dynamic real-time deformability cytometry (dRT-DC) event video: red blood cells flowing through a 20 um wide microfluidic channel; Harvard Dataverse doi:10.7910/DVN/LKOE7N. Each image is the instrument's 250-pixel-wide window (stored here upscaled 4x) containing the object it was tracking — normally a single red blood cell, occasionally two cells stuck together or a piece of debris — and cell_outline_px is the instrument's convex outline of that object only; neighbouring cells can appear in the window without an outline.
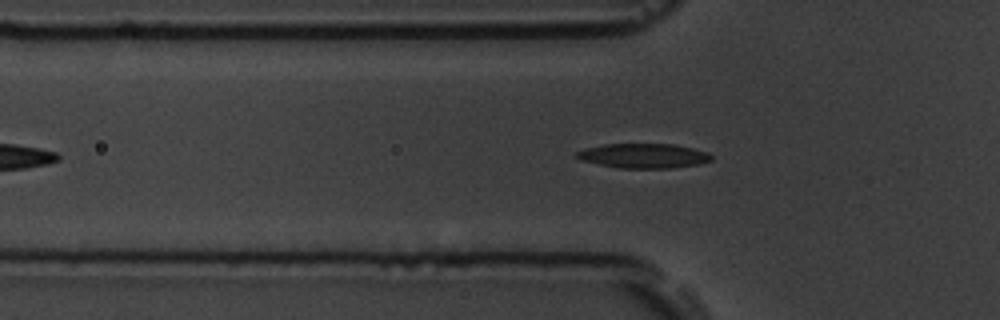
{"species": "common noctule bat (a hibernating species)", "species_latin": "Nyctalus noctula", "temperature_condition": "room temperature", "stored_images_in_passage": 41, "camera_frame_rate_fps": 3000, "um_per_image_px": 0.085, "animal": {"sex": "male", "body_mass_g": 19.5, "forearm_length_mm": 54.6}, "frame": {"image": 1, "passage_image": 8, "time_ms": 2.333, "image_size_px": [1000, 320], "cell_outline_px": [[712, 160], [700, 164], [672, 168], [620, 168], [580, 160], [576, 156], [576, 152], [584, 148], [604, 144], [676, 144], [708, 152], [712, 156]], "centroid_in_image_um": [54.72, 13.24], "position_along_channel_um": 71.1, "area_um2": 19.36}}
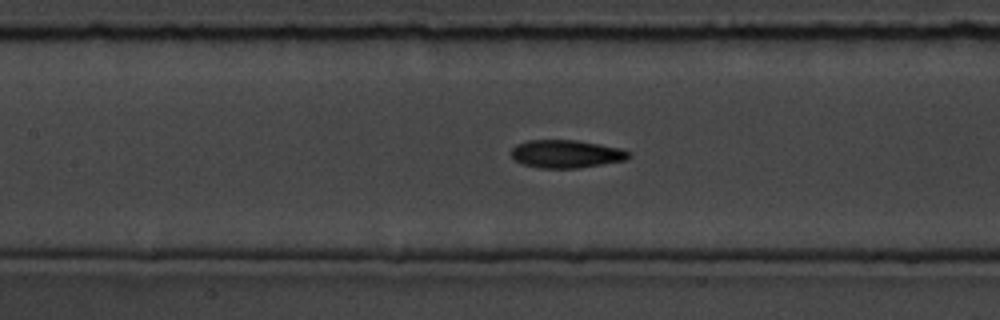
{"frame": {"image": 2, "passage_image": 15, "time_ms": 4.667, "image_size_px": [1000, 320], "cell_outline_px": [[632, 156], [624, 160], [576, 168], [540, 168], [524, 164], [516, 160], [512, 156], [512, 148], [516, 144], [528, 140], [576, 140], [600, 144], [620, 148], [632, 152]], "centroid_in_image_um": [48.14, 13.07], "position_along_channel_um": 159.3, "area_um2": 19.02}}
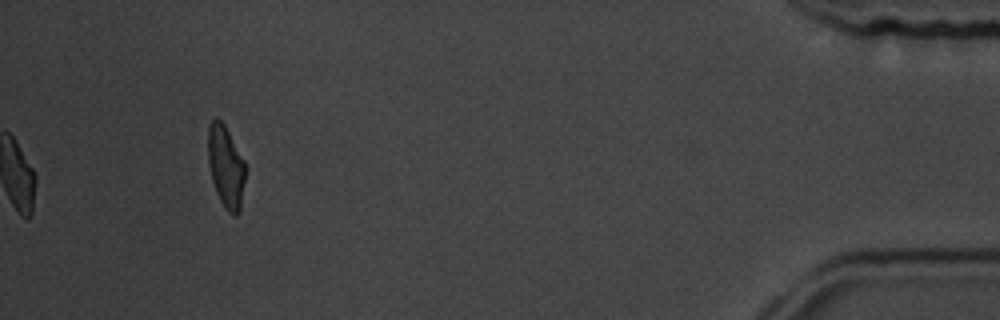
{"frame": {"image": 3, "passage_image": 41, "time_ms": 13.333, "image_size_px": [1000, 320], "cell_outline_px": [[244, 180], [240, 212], [236, 216], [232, 216], [224, 208], [216, 192], [212, 180], [208, 160], [208, 128], [212, 120], [216, 116], [224, 124], [244, 160]], "centroid_in_image_um": [19.18, 14.19], "position_along_channel_um": 416.0, "area_um2": 17.74}, "authors_computed_cell_mechanics": {"area_um2": 18.5538, "velocity_mm_per_s": 3.7678, "shape_relaxation_time_tau1_ms": 4.0282, "shape_relaxation_time_tau2_ms": 2.5873, "deformation_change_tau1": 0.1668, "deformation_change_tau2": 0.0729}}